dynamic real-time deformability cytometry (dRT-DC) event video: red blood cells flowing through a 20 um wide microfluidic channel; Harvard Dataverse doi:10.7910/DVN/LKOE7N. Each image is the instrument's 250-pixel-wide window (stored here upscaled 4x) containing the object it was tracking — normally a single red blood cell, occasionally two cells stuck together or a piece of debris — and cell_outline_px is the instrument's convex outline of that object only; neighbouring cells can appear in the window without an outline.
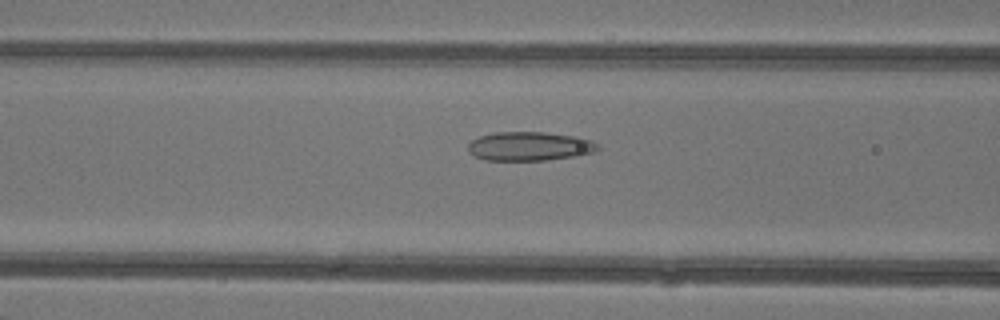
{"species": "common noctule bat (a hibernating species)", "species_latin": "Nyctalus noctula", "temperature_condition": "warm", "stored_images_in_passage": 49, "segment_of_instrument_passage": [1, 2], "camera_frame_rate_fps": 3000, "um_per_image_px": 0.085, "animal": {"sex": "female"}, "frame": {"image": 1, "passage_image": 20, "time_ms": 6.333, "image_size_px": [1000, 320], "cell_outline_px": [[600, 148], [592, 152], [576, 156], [544, 160], [484, 160], [468, 152], [468, 144], [472, 140], [480, 136], [496, 132], [544, 132], [576, 136], [592, 140], [600, 144]], "centroid_in_image_um": [45.03, 12.43], "position_along_channel_um": 121.6, "area_um2": 21.91}}
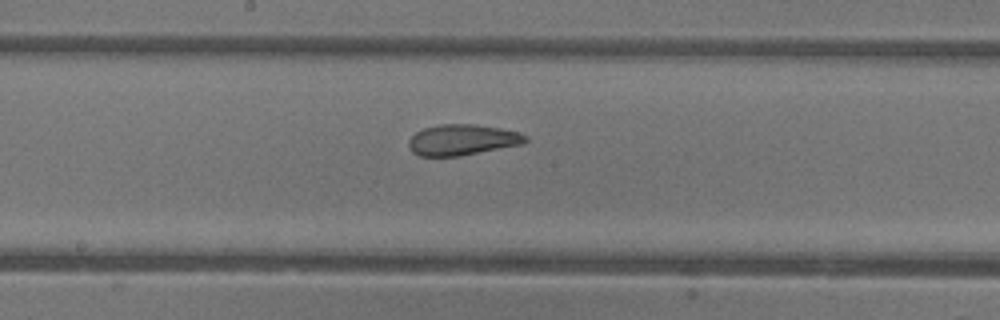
{"frame": {"image": 2, "passage_image": 26, "time_ms": 8.333, "image_size_px": [1000, 320], "cell_outline_px": [[528, 140], [524, 144], [460, 156], [420, 156], [412, 152], [408, 148], [408, 140], [416, 132], [424, 128], [440, 124], [476, 124], [500, 128], [520, 132], [528, 136]], "centroid_in_image_um": [39.31, 11.89], "position_along_channel_um": 208.9, "area_um2": 21.21}}
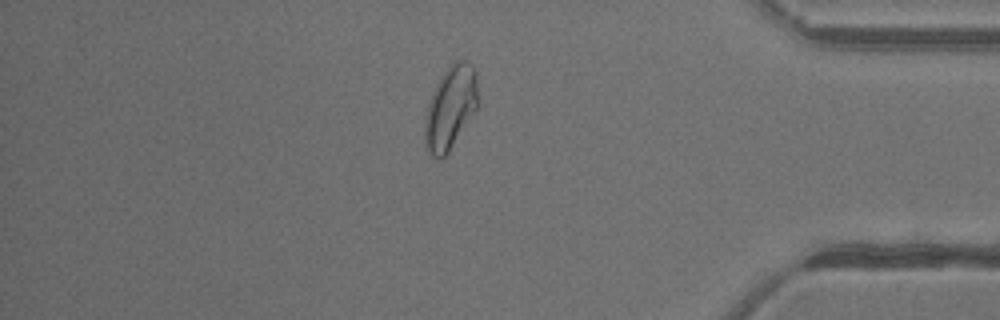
{"frame": {"image": 3, "passage_image": 41, "time_ms": 13.333, "image_size_px": [1000, 320], "cell_outline_px": [[476, 108], [448, 152], [440, 160], [436, 160], [428, 152], [424, 136], [424, 128], [428, 104], [436, 84], [440, 76], [456, 60], [464, 60], [472, 64], [476, 72]], "centroid_in_image_um": [38.26, 9.15], "position_along_channel_um": 396.9, "area_um2": 25.14}}